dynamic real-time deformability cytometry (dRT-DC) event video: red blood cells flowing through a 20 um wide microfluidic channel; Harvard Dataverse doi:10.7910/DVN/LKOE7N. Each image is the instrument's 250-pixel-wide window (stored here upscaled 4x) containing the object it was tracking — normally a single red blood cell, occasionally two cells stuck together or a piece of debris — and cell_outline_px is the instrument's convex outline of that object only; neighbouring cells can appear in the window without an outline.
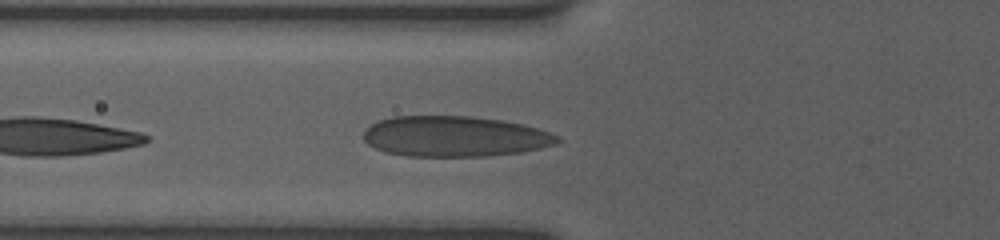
{"species": "human", "species_latin": "Homo sapiens", "temperature_condition": "room temperature", "stored_images_in_passage": 6, "camera_frame_rate_fps": 3000, "um_per_image_px": 0.085, "donor": {"sex": "female"}, "frame": {"image": 1, "passage_image": 3, "time_ms": 0.667, "image_size_px": [1000, 240], "cell_outline_px": [[564, 140], [556, 144], [540, 148], [520, 152], [484, 156], [408, 156], [384, 152], [368, 144], [364, 140], [364, 128], [380, 120], [392, 116], [472, 116], [504, 120], [524, 124], [560, 136]], "centroid_in_image_um": [38.66, 11.59], "position_along_channel_um": 87.1, "area_um2": 46.07}}